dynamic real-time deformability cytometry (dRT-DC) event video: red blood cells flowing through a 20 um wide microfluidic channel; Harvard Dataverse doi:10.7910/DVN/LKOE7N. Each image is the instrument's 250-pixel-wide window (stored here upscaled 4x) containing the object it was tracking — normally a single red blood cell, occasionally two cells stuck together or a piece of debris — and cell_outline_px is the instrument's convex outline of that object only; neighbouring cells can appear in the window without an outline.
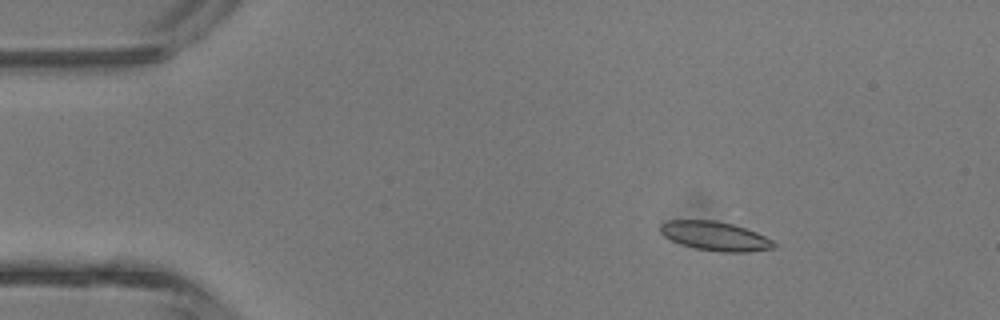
{"species": "common noctule bat (a hibernating species)", "species_latin": "Nyctalus noctula", "temperature_condition": "room temperature", "stored_images_in_passage": 4, "camera_frame_rate_fps": 3000, "um_per_image_px": 0.085, "animal": {"sex": "male", "body_mass_g": 13.3}, "frame": {"image": 1, "passage_image": 2, "time_ms": 1.333, "image_size_px": [1000, 320], "cell_outline_px": [[776, 248], [748, 252], [720, 252], [696, 248], [680, 244], [664, 236], [660, 232], [660, 224], [668, 220], [716, 220], [732, 224], [756, 232], [772, 240], [776, 244]], "centroid_in_image_um": [60.78, 20.07], "position_along_channel_um": 24.2, "area_um2": 19.25}}